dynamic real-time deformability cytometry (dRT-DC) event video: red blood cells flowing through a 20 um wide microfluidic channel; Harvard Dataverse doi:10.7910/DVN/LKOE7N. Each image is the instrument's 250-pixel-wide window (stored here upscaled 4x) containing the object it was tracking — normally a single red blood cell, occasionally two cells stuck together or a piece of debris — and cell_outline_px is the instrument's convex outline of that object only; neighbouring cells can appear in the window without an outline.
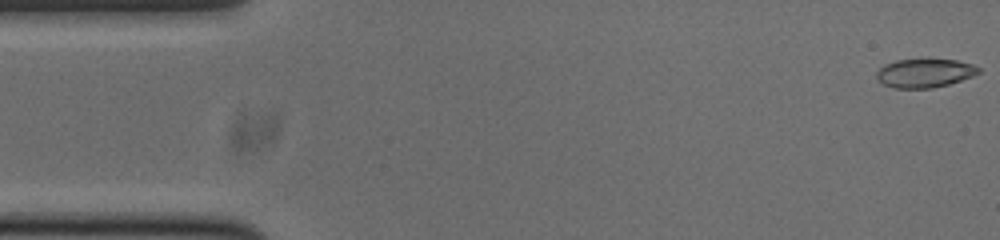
{"species": "common noctule bat (a hibernating species)", "species_latin": "Nyctalus noctula", "temperature_condition": "cold", "stored_images_in_passage": 53, "camera_frame_rate_fps": 3000, "um_per_image_px": 0.085, "animal": {"sex": "male", "body_mass_g": 20.0, "forearm_length_mm": 53.3}, "frame": {"image": 1, "passage_image": 1, "time_ms": 0.0, "image_size_px": [1000, 240], "cell_outline_px": [[980, 72], [972, 76], [948, 84], [932, 88], [892, 88], [876, 80], [876, 72], [884, 64], [896, 60], [956, 60], [972, 64], [980, 68]], "centroid_in_image_um": [78.56, 6.22], "position_along_channel_um": 6.4, "area_um2": 16.94}}
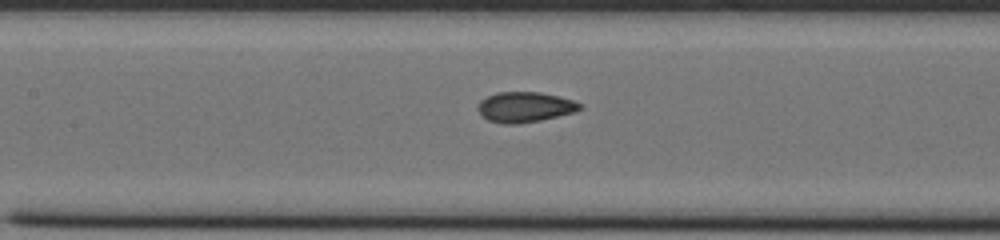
{"frame": {"image": 2, "passage_image": 23, "time_ms": 7.333, "image_size_px": [1000, 240], "cell_outline_px": [[584, 108], [576, 112], [540, 120], [516, 124], [504, 124], [488, 120], [480, 116], [476, 108], [476, 104], [480, 100], [496, 92], [540, 92], [572, 100], [584, 104]], "centroid_in_image_um": [44.59, 9.1], "position_along_channel_um": 162.8, "area_um2": 18.26}}
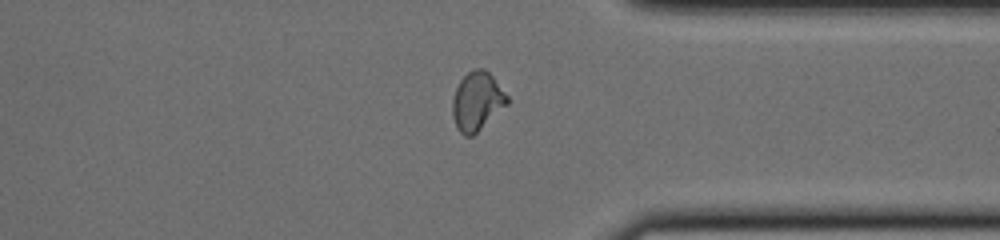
{"frame": {"image": 3, "passage_image": 40, "time_ms": 13.0, "image_size_px": [1000, 240], "cell_outline_px": [[508, 104], [472, 136], [464, 136], [456, 128], [452, 116], [452, 100], [456, 88], [460, 80], [472, 68], [484, 68], [492, 76], [508, 96]], "centroid_in_image_um": [40.53, 8.6], "position_along_channel_um": 370.9, "area_um2": 18.67}, "authors_computed_cell_mechanics": {"area_um2": 18.207, "velocity_mm_per_s": 3.7773, "shape_relaxation_time_tau1_ms": 8.7692, "shape_relaxation_time_tau2_ms": 1.2159, "deformation_change_tau1": 0.1918, "deformation_change_tau2": 0.0466}}